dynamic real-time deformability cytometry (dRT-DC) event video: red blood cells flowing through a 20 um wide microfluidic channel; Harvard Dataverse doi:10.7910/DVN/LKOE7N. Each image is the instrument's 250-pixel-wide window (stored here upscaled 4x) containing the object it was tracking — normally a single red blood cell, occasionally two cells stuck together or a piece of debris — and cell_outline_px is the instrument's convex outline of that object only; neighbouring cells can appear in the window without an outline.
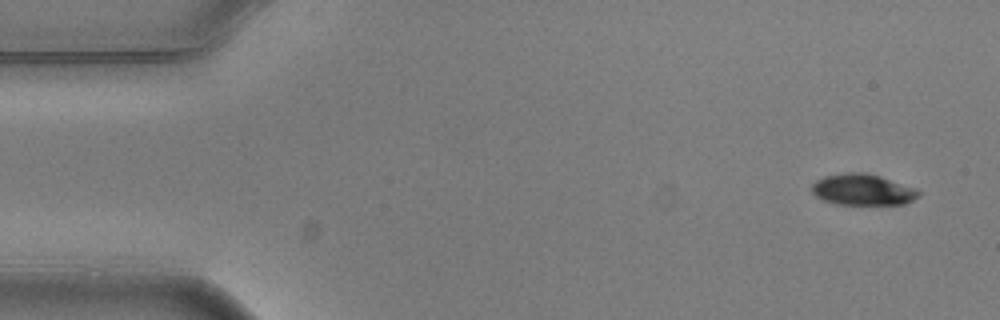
{"species": "common noctule bat (a hibernating species)", "species_latin": "Nyctalus noctula", "temperature_condition": "warm", "stored_images_in_passage": 6, "camera_frame_rate_fps": 3000, "um_per_image_px": 0.085, "animal": {"sex": "male", "body_mass_g": 20.5, "forearm_length_mm": 52.5}, "frame": {"image": 1, "passage_image": 1, "time_ms": 0.0, "image_size_px": [1000, 320], "cell_outline_px": [[920, 196], [904, 204], [836, 204], [824, 200], [816, 196], [812, 192], [812, 184], [816, 180], [824, 176], [848, 172], [864, 172], [880, 176], [916, 188], [920, 192]], "centroid_in_image_um": [73.33, 16.11], "position_along_channel_um": 11.7, "area_um2": 19.36}}
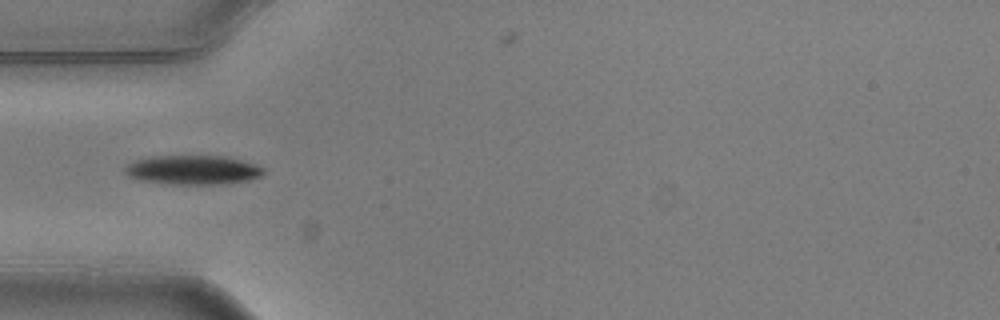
{"frame": {"image": 2, "passage_image": 5, "time_ms": 1.333, "image_size_px": [1000, 320], "cell_outline_px": [[264, 176], [248, 180], [228, 184], [168, 184], [136, 180], [128, 176], [124, 172], [124, 168], [128, 164], [136, 160], [152, 156], [228, 156], [256, 164], [264, 168]], "centroid_in_image_um": [16.41, 14.45], "position_along_channel_um": 68.6, "area_um2": 23.99}}
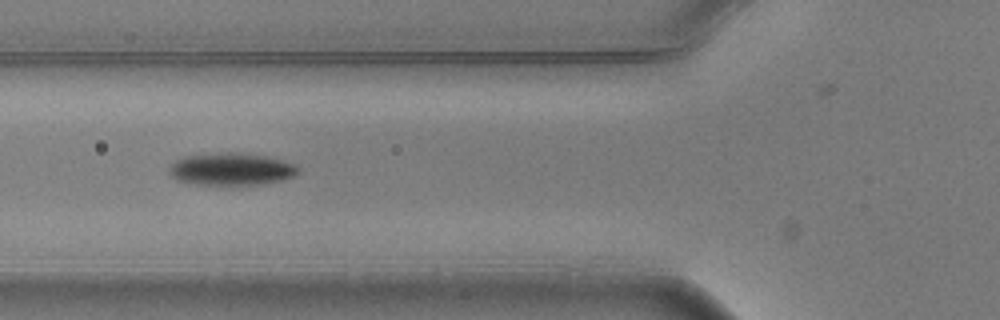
{"frame": {"image": 3, "passage_image": 6, "time_ms": 1.667, "image_size_px": [1000, 320], "cell_outline_px": [[300, 172], [292, 176], [280, 180], [260, 184], [200, 184], [180, 180], [172, 176], [168, 172], [168, 168], [176, 160], [184, 156], [224, 152], [240, 152], [264, 156], [280, 160], [292, 164], [300, 168]], "centroid_in_image_um": [19.64, 14.36], "position_along_channel_um": 106.2, "area_um2": 23.87}}